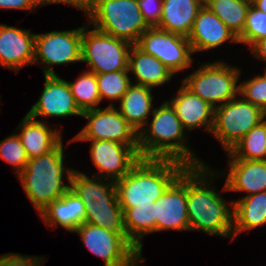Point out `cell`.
<instances>
[{
  "mask_svg": "<svg viewBox=\"0 0 266 266\" xmlns=\"http://www.w3.org/2000/svg\"><path fill=\"white\" fill-rule=\"evenodd\" d=\"M126 239L142 254L144 235L156 232L153 206H135L122 209Z\"/></svg>",
  "mask_w": 266,
  "mask_h": 266,
  "instance_id": "obj_27",
  "label": "cell"
},
{
  "mask_svg": "<svg viewBox=\"0 0 266 266\" xmlns=\"http://www.w3.org/2000/svg\"><path fill=\"white\" fill-rule=\"evenodd\" d=\"M229 172L224 173L226 182L224 191L247 193L245 196L266 191V160H243L236 159L228 151Z\"/></svg>",
  "mask_w": 266,
  "mask_h": 266,
  "instance_id": "obj_19",
  "label": "cell"
},
{
  "mask_svg": "<svg viewBox=\"0 0 266 266\" xmlns=\"http://www.w3.org/2000/svg\"><path fill=\"white\" fill-rule=\"evenodd\" d=\"M45 84L39 100L27 113L30 117L82 116L67 81L56 75H44Z\"/></svg>",
  "mask_w": 266,
  "mask_h": 266,
  "instance_id": "obj_16",
  "label": "cell"
},
{
  "mask_svg": "<svg viewBox=\"0 0 266 266\" xmlns=\"http://www.w3.org/2000/svg\"><path fill=\"white\" fill-rule=\"evenodd\" d=\"M187 38L193 53L217 48L227 41L239 43L235 34L205 5L198 11Z\"/></svg>",
  "mask_w": 266,
  "mask_h": 266,
  "instance_id": "obj_18",
  "label": "cell"
},
{
  "mask_svg": "<svg viewBox=\"0 0 266 266\" xmlns=\"http://www.w3.org/2000/svg\"><path fill=\"white\" fill-rule=\"evenodd\" d=\"M86 16L95 29L133 45L149 28L137 0H97Z\"/></svg>",
  "mask_w": 266,
  "mask_h": 266,
  "instance_id": "obj_6",
  "label": "cell"
},
{
  "mask_svg": "<svg viewBox=\"0 0 266 266\" xmlns=\"http://www.w3.org/2000/svg\"><path fill=\"white\" fill-rule=\"evenodd\" d=\"M135 45L157 58L173 74L190 67L193 62L191 55L194 53L187 37L157 27L148 28Z\"/></svg>",
  "mask_w": 266,
  "mask_h": 266,
  "instance_id": "obj_13",
  "label": "cell"
},
{
  "mask_svg": "<svg viewBox=\"0 0 266 266\" xmlns=\"http://www.w3.org/2000/svg\"><path fill=\"white\" fill-rule=\"evenodd\" d=\"M240 75V69L219 60L204 63L195 72L187 75L182 84L216 108L238 96L239 84L237 83Z\"/></svg>",
  "mask_w": 266,
  "mask_h": 266,
  "instance_id": "obj_7",
  "label": "cell"
},
{
  "mask_svg": "<svg viewBox=\"0 0 266 266\" xmlns=\"http://www.w3.org/2000/svg\"><path fill=\"white\" fill-rule=\"evenodd\" d=\"M177 95L168 101L174 108L183 127L188 131L205 127L211 133L214 121V109L209 103L196 96L183 84Z\"/></svg>",
  "mask_w": 266,
  "mask_h": 266,
  "instance_id": "obj_21",
  "label": "cell"
},
{
  "mask_svg": "<svg viewBox=\"0 0 266 266\" xmlns=\"http://www.w3.org/2000/svg\"><path fill=\"white\" fill-rule=\"evenodd\" d=\"M203 0H163L162 16L157 28L188 37Z\"/></svg>",
  "mask_w": 266,
  "mask_h": 266,
  "instance_id": "obj_23",
  "label": "cell"
},
{
  "mask_svg": "<svg viewBox=\"0 0 266 266\" xmlns=\"http://www.w3.org/2000/svg\"><path fill=\"white\" fill-rule=\"evenodd\" d=\"M39 256H27L20 253H6L0 257V266H44V259Z\"/></svg>",
  "mask_w": 266,
  "mask_h": 266,
  "instance_id": "obj_36",
  "label": "cell"
},
{
  "mask_svg": "<svg viewBox=\"0 0 266 266\" xmlns=\"http://www.w3.org/2000/svg\"><path fill=\"white\" fill-rule=\"evenodd\" d=\"M128 71L135 75L137 85L158 87L171 80L173 73L157 58L132 45Z\"/></svg>",
  "mask_w": 266,
  "mask_h": 266,
  "instance_id": "obj_25",
  "label": "cell"
},
{
  "mask_svg": "<svg viewBox=\"0 0 266 266\" xmlns=\"http://www.w3.org/2000/svg\"><path fill=\"white\" fill-rule=\"evenodd\" d=\"M73 233L80 235L85 247L104 260V266H132L141 253L120 233L83 223Z\"/></svg>",
  "mask_w": 266,
  "mask_h": 266,
  "instance_id": "obj_10",
  "label": "cell"
},
{
  "mask_svg": "<svg viewBox=\"0 0 266 266\" xmlns=\"http://www.w3.org/2000/svg\"><path fill=\"white\" fill-rule=\"evenodd\" d=\"M137 2L147 26L158 27L162 16L163 0H137Z\"/></svg>",
  "mask_w": 266,
  "mask_h": 266,
  "instance_id": "obj_35",
  "label": "cell"
},
{
  "mask_svg": "<svg viewBox=\"0 0 266 266\" xmlns=\"http://www.w3.org/2000/svg\"><path fill=\"white\" fill-rule=\"evenodd\" d=\"M91 141L90 156L98 173L94 177L117 181L123 178L141 159L139 153L130 145L108 140ZM96 175V176H95Z\"/></svg>",
  "mask_w": 266,
  "mask_h": 266,
  "instance_id": "obj_14",
  "label": "cell"
},
{
  "mask_svg": "<svg viewBox=\"0 0 266 266\" xmlns=\"http://www.w3.org/2000/svg\"><path fill=\"white\" fill-rule=\"evenodd\" d=\"M234 99L214 109L211 133L228 152L245 134L266 118L258 106L241 98Z\"/></svg>",
  "mask_w": 266,
  "mask_h": 266,
  "instance_id": "obj_9",
  "label": "cell"
},
{
  "mask_svg": "<svg viewBox=\"0 0 266 266\" xmlns=\"http://www.w3.org/2000/svg\"><path fill=\"white\" fill-rule=\"evenodd\" d=\"M63 148L61 142L51 152L29 159L25 169L17 176L39 214L70 189V185L63 182L66 174Z\"/></svg>",
  "mask_w": 266,
  "mask_h": 266,
  "instance_id": "obj_5",
  "label": "cell"
},
{
  "mask_svg": "<svg viewBox=\"0 0 266 266\" xmlns=\"http://www.w3.org/2000/svg\"><path fill=\"white\" fill-rule=\"evenodd\" d=\"M40 216L49 227L61 226L72 233L86 221L84 202L71 189L43 209Z\"/></svg>",
  "mask_w": 266,
  "mask_h": 266,
  "instance_id": "obj_22",
  "label": "cell"
},
{
  "mask_svg": "<svg viewBox=\"0 0 266 266\" xmlns=\"http://www.w3.org/2000/svg\"><path fill=\"white\" fill-rule=\"evenodd\" d=\"M82 37L83 27L35 34L33 64H46L44 75H56L53 65L81 62Z\"/></svg>",
  "mask_w": 266,
  "mask_h": 266,
  "instance_id": "obj_11",
  "label": "cell"
},
{
  "mask_svg": "<svg viewBox=\"0 0 266 266\" xmlns=\"http://www.w3.org/2000/svg\"><path fill=\"white\" fill-rule=\"evenodd\" d=\"M75 103L81 112L98 108L101 98L96 74L86 70L74 82H68Z\"/></svg>",
  "mask_w": 266,
  "mask_h": 266,
  "instance_id": "obj_30",
  "label": "cell"
},
{
  "mask_svg": "<svg viewBox=\"0 0 266 266\" xmlns=\"http://www.w3.org/2000/svg\"><path fill=\"white\" fill-rule=\"evenodd\" d=\"M35 56V34L30 30L0 23V65L17 72L32 65Z\"/></svg>",
  "mask_w": 266,
  "mask_h": 266,
  "instance_id": "obj_17",
  "label": "cell"
},
{
  "mask_svg": "<svg viewBox=\"0 0 266 266\" xmlns=\"http://www.w3.org/2000/svg\"><path fill=\"white\" fill-rule=\"evenodd\" d=\"M156 232L190 230L187 210V168L154 203Z\"/></svg>",
  "mask_w": 266,
  "mask_h": 266,
  "instance_id": "obj_15",
  "label": "cell"
},
{
  "mask_svg": "<svg viewBox=\"0 0 266 266\" xmlns=\"http://www.w3.org/2000/svg\"><path fill=\"white\" fill-rule=\"evenodd\" d=\"M88 122L68 143L78 140H108L132 146L138 152V133L112 103L105 109L82 112Z\"/></svg>",
  "mask_w": 266,
  "mask_h": 266,
  "instance_id": "obj_12",
  "label": "cell"
},
{
  "mask_svg": "<svg viewBox=\"0 0 266 266\" xmlns=\"http://www.w3.org/2000/svg\"><path fill=\"white\" fill-rule=\"evenodd\" d=\"M208 7L238 38L244 29L251 0H205Z\"/></svg>",
  "mask_w": 266,
  "mask_h": 266,
  "instance_id": "obj_28",
  "label": "cell"
},
{
  "mask_svg": "<svg viewBox=\"0 0 266 266\" xmlns=\"http://www.w3.org/2000/svg\"><path fill=\"white\" fill-rule=\"evenodd\" d=\"M49 126L48 121L36 120L26 114L16 127L29 159L45 155L63 142L61 132Z\"/></svg>",
  "mask_w": 266,
  "mask_h": 266,
  "instance_id": "obj_20",
  "label": "cell"
},
{
  "mask_svg": "<svg viewBox=\"0 0 266 266\" xmlns=\"http://www.w3.org/2000/svg\"><path fill=\"white\" fill-rule=\"evenodd\" d=\"M233 202V238L245 230L266 225V191Z\"/></svg>",
  "mask_w": 266,
  "mask_h": 266,
  "instance_id": "obj_26",
  "label": "cell"
},
{
  "mask_svg": "<svg viewBox=\"0 0 266 266\" xmlns=\"http://www.w3.org/2000/svg\"><path fill=\"white\" fill-rule=\"evenodd\" d=\"M47 5L46 0H0V9L35 10L38 6Z\"/></svg>",
  "mask_w": 266,
  "mask_h": 266,
  "instance_id": "obj_37",
  "label": "cell"
},
{
  "mask_svg": "<svg viewBox=\"0 0 266 266\" xmlns=\"http://www.w3.org/2000/svg\"><path fill=\"white\" fill-rule=\"evenodd\" d=\"M258 106L266 113V75L255 77L239 84V96Z\"/></svg>",
  "mask_w": 266,
  "mask_h": 266,
  "instance_id": "obj_34",
  "label": "cell"
},
{
  "mask_svg": "<svg viewBox=\"0 0 266 266\" xmlns=\"http://www.w3.org/2000/svg\"><path fill=\"white\" fill-rule=\"evenodd\" d=\"M229 152L236 159L266 160V118L245 134Z\"/></svg>",
  "mask_w": 266,
  "mask_h": 266,
  "instance_id": "obj_29",
  "label": "cell"
},
{
  "mask_svg": "<svg viewBox=\"0 0 266 266\" xmlns=\"http://www.w3.org/2000/svg\"><path fill=\"white\" fill-rule=\"evenodd\" d=\"M264 37H266V13L258 10L251 4L243 32L238 37V42L248 44L251 47L255 42Z\"/></svg>",
  "mask_w": 266,
  "mask_h": 266,
  "instance_id": "obj_33",
  "label": "cell"
},
{
  "mask_svg": "<svg viewBox=\"0 0 266 266\" xmlns=\"http://www.w3.org/2000/svg\"><path fill=\"white\" fill-rule=\"evenodd\" d=\"M213 171L206 165L187 167L189 227L190 230L202 231L212 236L232 238L233 202L227 204L216 188L211 186L210 183L219 175L218 171Z\"/></svg>",
  "mask_w": 266,
  "mask_h": 266,
  "instance_id": "obj_1",
  "label": "cell"
},
{
  "mask_svg": "<svg viewBox=\"0 0 266 266\" xmlns=\"http://www.w3.org/2000/svg\"><path fill=\"white\" fill-rule=\"evenodd\" d=\"M251 4L258 10L266 13V0H251Z\"/></svg>",
  "mask_w": 266,
  "mask_h": 266,
  "instance_id": "obj_40",
  "label": "cell"
},
{
  "mask_svg": "<svg viewBox=\"0 0 266 266\" xmlns=\"http://www.w3.org/2000/svg\"><path fill=\"white\" fill-rule=\"evenodd\" d=\"M133 44L83 26L81 62L94 74L128 70L129 53Z\"/></svg>",
  "mask_w": 266,
  "mask_h": 266,
  "instance_id": "obj_8",
  "label": "cell"
},
{
  "mask_svg": "<svg viewBox=\"0 0 266 266\" xmlns=\"http://www.w3.org/2000/svg\"><path fill=\"white\" fill-rule=\"evenodd\" d=\"M187 166L169 159L141 158L123 178L115 181L122 209L153 206Z\"/></svg>",
  "mask_w": 266,
  "mask_h": 266,
  "instance_id": "obj_3",
  "label": "cell"
},
{
  "mask_svg": "<svg viewBox=\"0 0 266 266\" xmlns=\"http://www.w3.org/2000/svg\"><path fill=\"white\" fill-rule=\"evenodd\" d=\"M128 70L96 74V81L101 101L106 98L120 101L132 84Z\"/></svg>",
  "mask_w": 266,
  "mask_h": 266,
  "instance_id": "obj_31",
  "label": "cell"
},
{
  "mask_svg": "<svg viewBox=\"0 0 266 266\" xmlns=\"http://www.w3.org/2000/svg\"><path fill=\"white\" fill-rule=\"evenodd\" d=\"M70 189L84 202L86 221L126 238L123 210L119 205L115 182L88 177L85 173L67 168ZM101 180V181H100Z\"/></svg>",
  "mask_w": 266,
  "mask_h": 266,
  "instance_id": "obj_4",
  "label": "cell"
},
{
  "mask_svg": "<svg viewBox=\"0 0 266 266\" xmlns=\"http://www.w3.org/2000/svg\"><path fill=\"white\" fill-rule=\"evenodd\" d=\"M152 116L151 124L138 133L140 158L175 160L187 167L205 165L188 147L186 130L168 101L154 108Z\"/></svg>",
  "mask_w": 266,
  "mask_h": 266,
  "instance_id": "obj_2",
  "label": "cell"
},
{
  "mask_svg": "<svg viewBox=\"0 0 266 266\" xmlns=\"http://www.w3.org/2000/svg\"><path fill=\"white\" fill-rule=\"evenodd\" d=\"M0 158L14 167L17 176L25 169L29 158L15 132L0 142Z\"/></svg>",
  "mask_w": 266,
  "mask_h": 266,
  "instance_id": "obj_32",
  "label": "cell"
},
{
  "mask_svg": "<svg viewBox=\"0 0 266 266\" xmlns=\"http://www.w3.org/2000/svg\"><path fill=\"white\" fill-rule=\"evenodd\" d=\"M250 49L253 56L266 62V37L255 42Z\"/></svg>",
  "mask_w": 266,
  "mask_h": 266,
  "instance_id": "obj_39",
  "label": "cell"
},
{
  "mask_svg": "<svg viewBox=\"0 0 266 266\" xmlns=\"http://www.w3.org/2000/svg\"><path fill=\"white\" fill-rule=\"evenodd\" d=\"M152 88L137 84H131L124 96L120 99L117 109L122 117L136 130L140 132L148 123V115L153 112Z\"/></svg>",
  "mask_w": 266,
  "mask_h": 266,
  "instance_id": "obj_24",
  "label": "cell"
},
{
  "mask_svg": "<svg viewBox=\"0 0 266 266\" xmlns=\"http://www.w3.org/2000/svg\"><path fill=\"white\" fill-rule=\"evenodd\" d=\"M97 0H46L47 4L64 3L69 4L85 12V16L94 8Z\"/></svg>",
  "mask_w": 266,
  "mask_h": 266,
  "instance_id": "obj_38",
  "label": "cell"
}]
</instances>
